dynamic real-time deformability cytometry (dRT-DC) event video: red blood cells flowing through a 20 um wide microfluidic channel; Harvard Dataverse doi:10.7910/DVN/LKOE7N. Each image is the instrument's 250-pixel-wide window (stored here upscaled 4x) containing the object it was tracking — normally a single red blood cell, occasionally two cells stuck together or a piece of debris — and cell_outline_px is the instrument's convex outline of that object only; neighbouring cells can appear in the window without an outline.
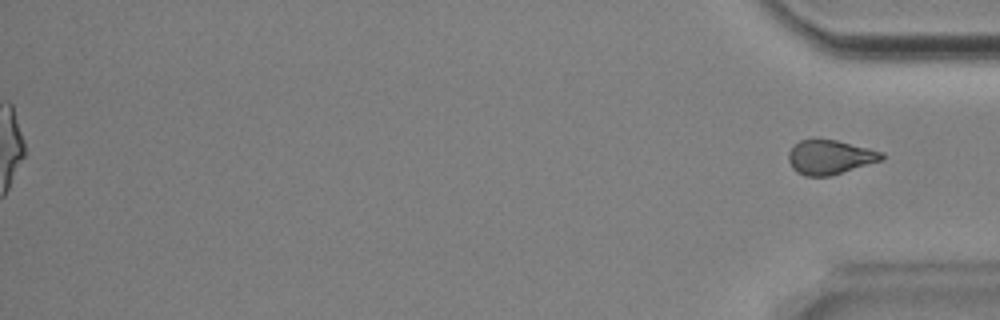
{"species": "Egyptian fruit bat (a non-hibernating species)", "species_latin": "Rousettus aegyptiacus", "temperature_condition": "room temperature", "stored_images_in_passage": 53, "segment_of_instrument_passage": [2, 2], "camera_frame_rate_fps": 3000, "um_per_image_px": 0.085, "animal": {"sex": "male"}, "frame": {"image": 1, "passage_image": 53, "time_ms": 17.333, "image_size_px": [1000, 320], "cell_outline_px": [[884, 160], [828, 176], [804, 176], [796, 172], [792, 168], [788, 160], [788, 152], [800, 140], [812, 136], [820, 136], [884, 152]], "centroid_in_image_um": [70.51, 13.32], "position_along_channel_um": 364.7, "area_um2": 19.13}}